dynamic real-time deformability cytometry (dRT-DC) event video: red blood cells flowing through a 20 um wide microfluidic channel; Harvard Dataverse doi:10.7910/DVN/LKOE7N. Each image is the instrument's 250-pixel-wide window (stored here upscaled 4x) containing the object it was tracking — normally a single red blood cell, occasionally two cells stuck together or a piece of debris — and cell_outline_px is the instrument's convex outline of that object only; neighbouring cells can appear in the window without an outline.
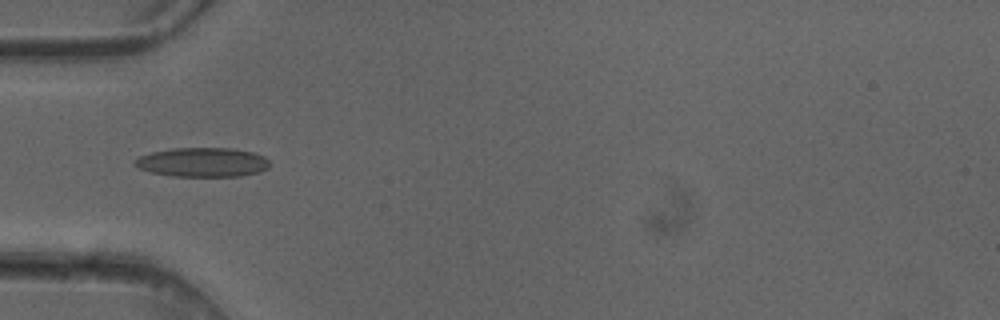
{"species": "common noctule bat (a hibernating species)", "species_latin": "Nyctalus noctula", "temperature_condition": "cold", "stored_images_in_passage": 5, "camera_frame_rate_fps": 3000, "um_per_image_px": 0.085, "animal": {"sex": "female"}, "frame": {"image": 1, "passage_image": 5, "time_ms": 1.333, "image_size_px": [1000, 320], "cell_outline_px": [[272, 164], [268, 168], [260, 172], [240, 176], [172, 176], [152, 172], [140, 168], [132, 164], [132, 160], [140, 156], [152, 152], [172, 148], [232, 148], [252, 152], [264, 156]], "centroid_in_image_um": [17.23, 13.79], "position_along_channel_um": 67.8, "area_um2": 23.12}}